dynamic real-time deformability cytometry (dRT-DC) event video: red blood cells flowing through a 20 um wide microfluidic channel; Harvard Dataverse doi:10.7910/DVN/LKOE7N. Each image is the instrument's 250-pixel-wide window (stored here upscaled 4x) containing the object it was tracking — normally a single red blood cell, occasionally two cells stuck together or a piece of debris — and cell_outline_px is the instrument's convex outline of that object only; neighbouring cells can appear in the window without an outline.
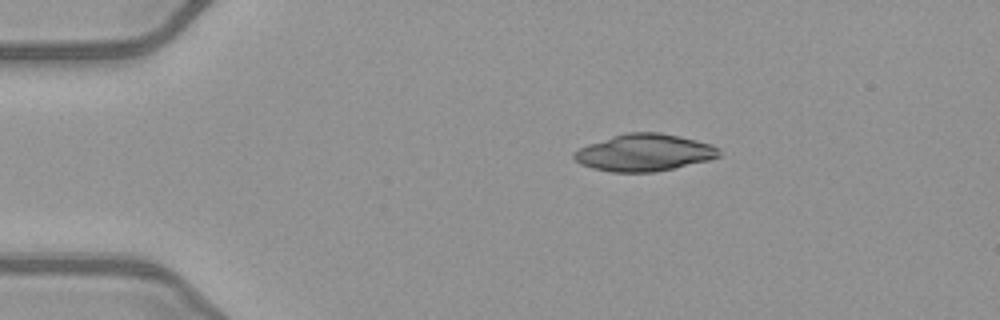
{"species": "common noctule bat (a hibernating species)", "species_latin": "Nyctalus noctula", "temperature_condition": "warm", "stored_images_in_passage": 42, "camera_frame_rate_fps": 3000, "um_per_image_px": 0.085, "animal": {"sex": "female", "body_mass_g": 21.9}, "frame": {"image": 1, "passage_image": 1, "time_ms": 0.0, "image_size_px": [1000, 320], "cell_outline_px": [[720, 156], [708, 160], [676, 168], [656, 172], [608, 172], [592, 168], [580, 164], [572, 156], [572, 152], [588, 144], [612, 136], [628, 132], [660, 132], [680, 136], [712, 144], [720, 148]], "centroid_in_image_um": [54.77, 12.97], "position_along_channel_um": 30.2, "area_um2": 31.56}}